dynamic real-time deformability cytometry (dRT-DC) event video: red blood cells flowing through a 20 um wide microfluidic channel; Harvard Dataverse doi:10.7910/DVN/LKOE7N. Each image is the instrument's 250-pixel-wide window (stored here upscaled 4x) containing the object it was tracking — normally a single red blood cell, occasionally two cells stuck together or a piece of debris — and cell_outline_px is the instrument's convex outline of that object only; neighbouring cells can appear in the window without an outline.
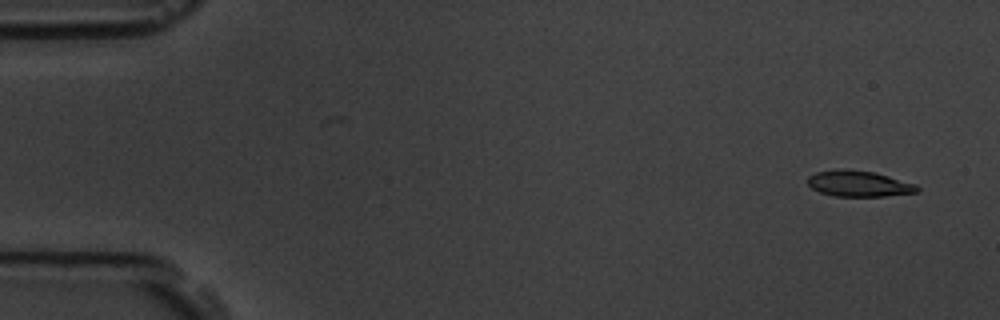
{"species": "common noctule bat (a hibernating species)", "species_latin": "Nyctalus noctula", "temperature_condition": "room temperature", "stored_images_in_passage": 56, "camera_frame_rate_fps": 3000, "um_per_image_px": 0.085, "animal": {"sex": "male", "body_mass_g": 19.5, "forearm_length_mm": 54.6}, "frame": {"image": 1, "passage_image": 3, "time_ms": 0.667, "image_size_px": [1000, 320], "cell_outline_px": [[920, 192], [884, 196], [836, 196], [820, 192], [812, 188], [808, 184], [808, 176], [816, 172], [832, 168], [844, 168], [872, 172], [888, 176], [916, 184], [920, 188]], "centroid_in_image_um": [72.99, 15.6], "position_along_channel_um": 12.0, "area_um2": 16.65}}
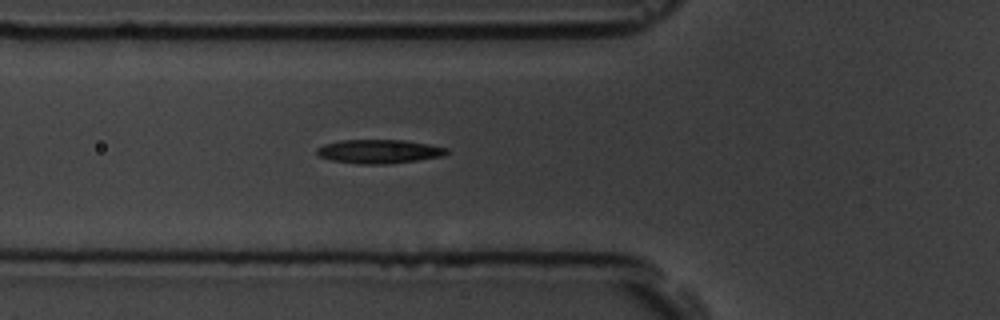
{"frame": {"image": 2, "passage_image": 20, "time_ms": 6.333, "image_size_px": [1000, 320], "cell_outline_px": [[448, 152], [444, 156], [388, 164], [360, 164], [332, 160], [320, 156], [316, 152], [316, 148], [324, 144], [340, 140], [404, 140], [428, 144], [448, 148]], "centroid_in_image_um": [32.22, 12.87], "position_along_channel_um": 93.6, "area_um2": 17.98}}
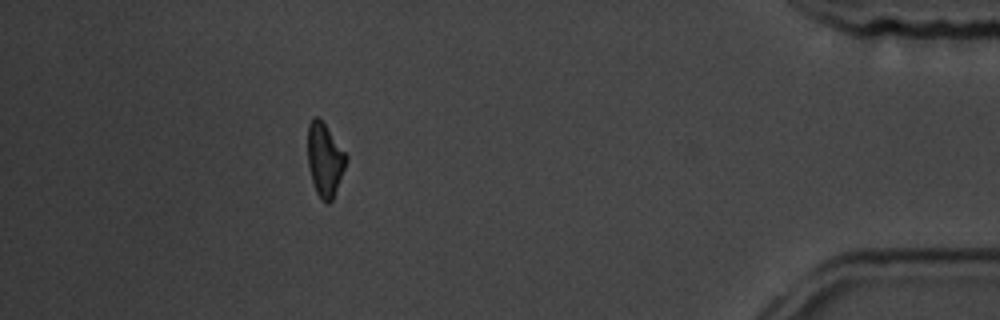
{"frame": {"image": 3, "passage_image": 50, "time_ms": 16.333, "image_size_px": [1000, 320], "cell_outline_px": [[348, 156], [344, 168], [332, 200], [328, 204], [324, 204], [320, 200], [316, 192], [312, 180], [308, 164], [308, 124], [312, 116], [316, 116], [324, 124]], "centroid_in_image_um": [27.59, 13.6], "position_along_channel_um": 407.6, "area_um2": 16.18}, "authors_computed_cell_mechanics": {"area_um2": 17.4267, "velocity_mm_per_s": 3.66, "shape_relaxation_time_tau1_ms": 3.9646, "shape_relaxation_time_tau2_ms": 5.243, "deformation_change_tau1": 0.1339, "deformation_change_tau2": 0.1271}}